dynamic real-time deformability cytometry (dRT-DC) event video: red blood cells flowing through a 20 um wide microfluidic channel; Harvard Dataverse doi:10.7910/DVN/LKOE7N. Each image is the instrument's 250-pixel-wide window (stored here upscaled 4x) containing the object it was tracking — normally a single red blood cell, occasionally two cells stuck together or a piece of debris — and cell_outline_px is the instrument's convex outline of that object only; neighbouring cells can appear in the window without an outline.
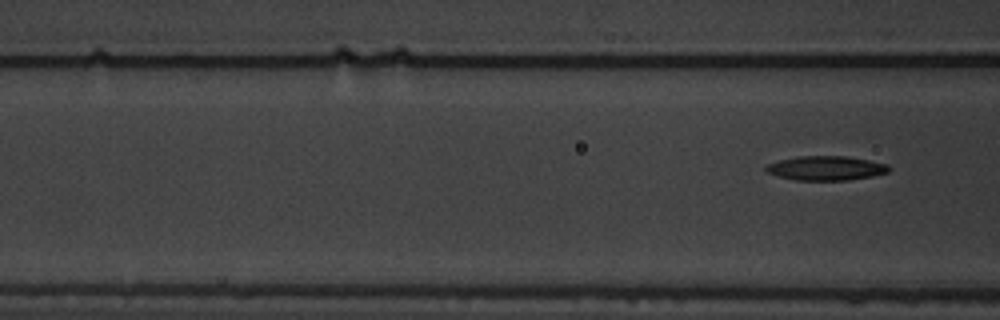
{"species": "common noctule bat (a hibernating species)", "species_latin": "Nyctalus noctula", "temperature_condition": "warm", "stored_images_in_passage": 5, "segment_of_instrument_passage": [2, 2], "camera_frame_rate_fps": 3000, "um_per_image_px": 0.085, "animal": {"sex": "male", "body_mass_g": 19.5, "forearm_length_mm": 54.6}, "frame": {"image": 1, "passage_image": 5, "time_ms": 4.667, "image_size_px": [1000, 320], "cell_outline_px": [[892, 168], [888, 172], [872, 176], [848, 180], [796, 180], [780, 176], [768, 172], [764, 168], [768, 164], [780, 160], [796, 156], [848, 156], [888, 164]], "centroid_in_image_um": [70.25, 14.28], "position_along_channel_um": 96.3, "area_um2": 17.34}}